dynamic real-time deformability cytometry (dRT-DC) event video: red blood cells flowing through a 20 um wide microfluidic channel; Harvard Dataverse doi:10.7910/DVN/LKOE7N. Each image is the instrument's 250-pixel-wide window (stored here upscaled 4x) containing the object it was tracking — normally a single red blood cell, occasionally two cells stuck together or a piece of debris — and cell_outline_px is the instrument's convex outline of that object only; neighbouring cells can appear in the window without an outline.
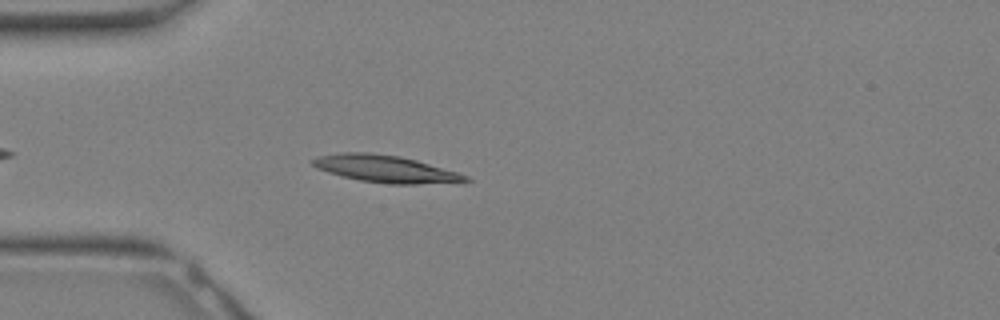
{"species": "Egyptian fruit bat (a non-hibernating species)", "species_latin": "Rousettus aegyptiacus", "temperature_condition": "warm", "stored_images_in_passage": 21, "camera_frame_rate_fps": 3000, "um_per_image_px": 0.085, "animal": {"sex": "female"}, "frame": {"image": 1, "passage_image": 3, "time_ms": 0.667, "image_size_px": [1000, 320], "cell_outline_px": [[472, 180], [416, 184], [388, 184], [360, 180], [328, 172], [316, 168], [308, 160], [320, 156], [340, 152], [372, 152], [400, 156], [416, 160], [456, 172], [468, 176]], "centroid_in_image_um": [32.69, 14.33], "position_along_channel_um": 52.3, "area_um2": 23.87}}
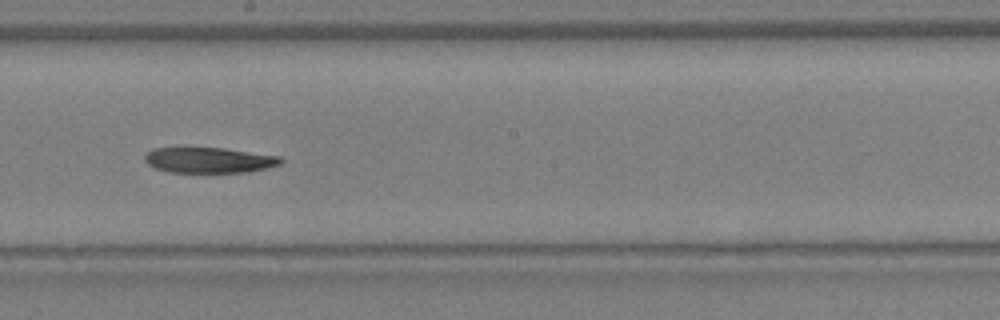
{"frame": {"image": 2, "passage_image": 12, "time_ms": 3.667, "image_size_px": [1000, 320], "cell_outline_px": [[284, 160], [280, 164], [268, 168], [248, 172], [168, 172], [156, 168], [148, 164], [144, 160], [144, 156], [152, 148], [224, 148], [280, 156]], "centroid_in_image_um": [17.79, 13.61], "position_along_channel_um": 230.4, "area_um2": 20.23}}
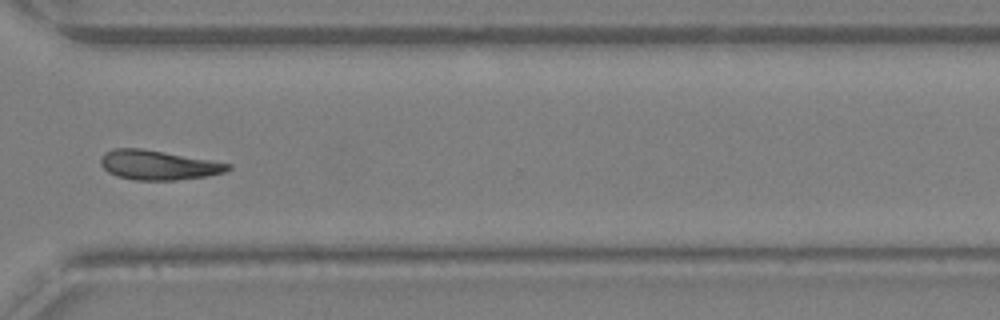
{"frame": {"image": 3, "passage_image": 18, "time_ms": 5.667, "image_size_px": [1000, 320], "cell_outline_px": [[232, 168], [224, 172], [208, 176], [176, 180], [136, 180], [116, 176], [108, 172], [100, 164], [100, 156], [104, 152], [112, 148], [144, 148], [212, 160], [232, 164]], "centroid_in_image_um": [13.44, 14.02], "position_along_channel_um": 357.2, "area_um2": 22.2}}